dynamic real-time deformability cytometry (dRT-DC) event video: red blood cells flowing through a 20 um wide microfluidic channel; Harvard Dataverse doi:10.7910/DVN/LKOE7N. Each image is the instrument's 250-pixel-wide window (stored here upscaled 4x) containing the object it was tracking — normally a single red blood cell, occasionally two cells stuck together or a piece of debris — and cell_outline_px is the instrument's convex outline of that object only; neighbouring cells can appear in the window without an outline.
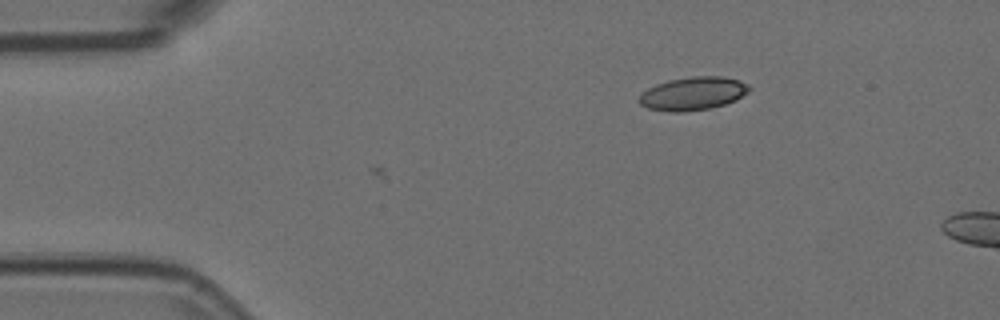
{"species": "Egyptian fruit bat (a non-hibernating species)", "species_latin": "Rousettus aegyptiacus", "temperature_condition": "room temperature", "stored_images_in_passage": 2, "camera_frame_rate_fps": 3000, "um_per_image_px": 0.085, "animal": {"sex": "female"}, "frame": {"image": 1, "passage_image": 2, "time_ms": 0.333, "image_size_px": [1000, 320], "cell_outline_px": [[752, 88], [748, 92], [736, 100], [724, 104], [708, 108], [680, 112], [672, 112], [648, 108], [640, 104], [640, 92], [656, 84], [668, 80], [692, 76], [724, 76], [740, 80], [748, 84]], "centroid_in_image_um": [58.92, 7.93], "position_along_channel_um": 26.1, "area_um2": 21.33}}